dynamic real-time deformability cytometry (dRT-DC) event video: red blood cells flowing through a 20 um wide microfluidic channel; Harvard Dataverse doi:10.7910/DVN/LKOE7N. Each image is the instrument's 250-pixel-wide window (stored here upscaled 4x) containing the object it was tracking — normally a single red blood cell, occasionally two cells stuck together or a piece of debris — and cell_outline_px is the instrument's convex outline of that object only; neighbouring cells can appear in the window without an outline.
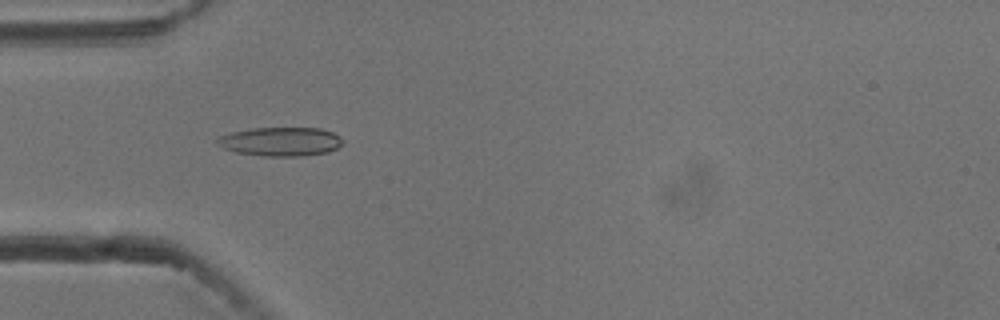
{"species": "common noctule bat (a hibernating species)", "species_latin": "Nyctalus noctula", "temperature_condition": "cold", "stored_images_in_passage": 55, "camera_frame_rate_fps": 3000, "um_per_image_px": 0.085, "animal": {"sex": "male", "body_mass_g": 13.3}, "frame": {"image": 1, "passage_image": 17, "time_ms": 5.333, "image_size_px": [1000, 320], "cell_outline_px": [[344, 144], [328, 152], [304, 156], [264, 156], [236, 152], [224, 148], [216, 144], [216, 140], [220, 136], [232, 132], [252, 128], [320, 128], [332, 132], [340, 136], [344, 140]], "centroid_in_image_um": [23.88, 12.03], "position_along_channel_um": 61.1, "area_um2": 21.21}}
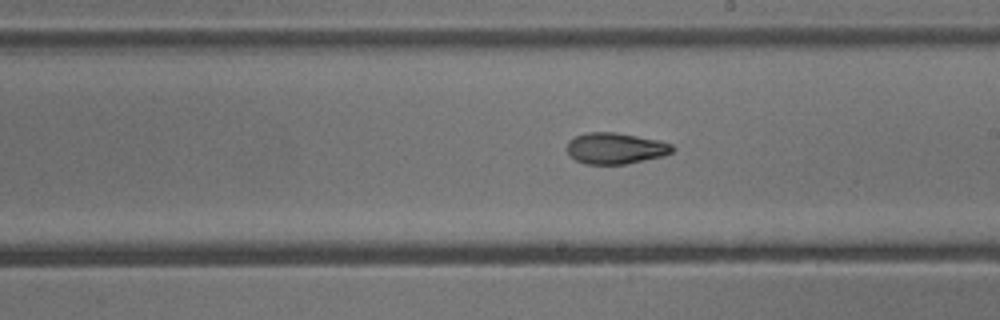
{"frame": {"image": 2, "passage_image": 31, "time_ms": 10.0, "image_size_px": [1000, 320], "cell_outline_px": [[676, 148], [672, 152], [664, 156], [624, 164], [584, 164], [576, 160], [568, 152], [568, 140], [576, 136], [588, 132], [616, 132], [660, 140], [672, 144]], "centroid_in_image_um": [52.35, 12.6], "position_along_channel_um": 236.6, "area_um2": 19.19}}
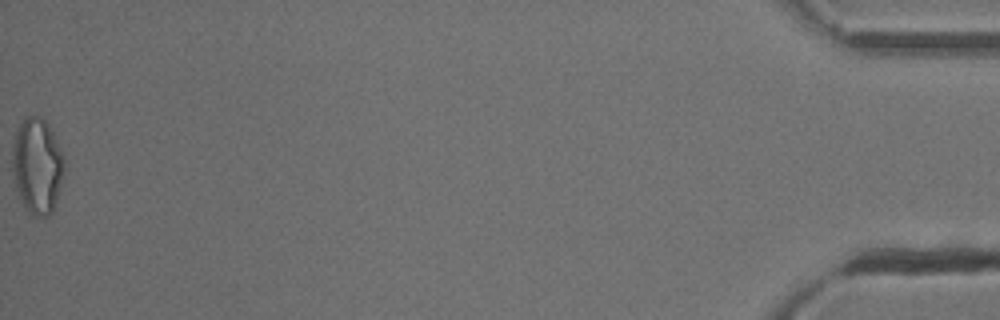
{"frame": {"image": 3, "passage_image": 55, "time_ms": 18.0, "image_size_px": [1000, 320], "cell_outline_px": [[64, 168], [60, 188], [52, 212], [48, 216], [36, 216], [24, 208], [16, 188], [12, 176], [12, 148], [16, 128], [24, 116], [40, 116], [48, 124], [60, 148], [64, 160]], "centroid_in_image_um": [3.13, 14.08], "position_along_channel_um": 432.1, "area_um2": 29.07}, "authors_computed_cell_mechanics": {"area_um2": 19.7676, "velocity_mm_per_s": 3.7822, "shape_relaxation_time_tau1_ms": null, "shape_relaxation_time_tau2_ms": 3.6563, "deformation_change_tau1": null, "deformation_change_tau2": 0.1116}}